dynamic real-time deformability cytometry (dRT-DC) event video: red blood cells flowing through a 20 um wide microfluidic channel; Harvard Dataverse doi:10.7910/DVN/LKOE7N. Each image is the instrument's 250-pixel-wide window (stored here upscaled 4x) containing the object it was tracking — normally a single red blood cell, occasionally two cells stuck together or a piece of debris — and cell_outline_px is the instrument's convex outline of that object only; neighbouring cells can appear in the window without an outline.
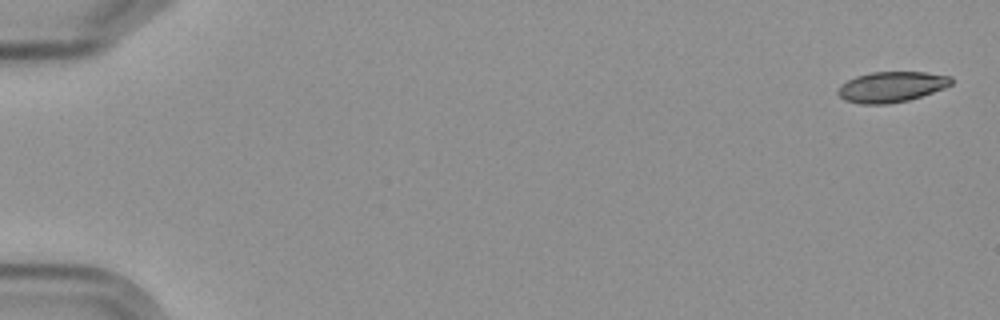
{"species": "Egyptian fruit bat (a non-hibernating species)", "species_latin": "Rousettus aegyptiacus", "temperature_condition": "cold", "stored_images_in_passage": 6, "camera_frame_rate_fps": 3000, "um_per_image_px": 0.085, "frame": {"image": 1, "passage_image": 1, "time_ms": 0.0, "image_size_px": [1000, 320], "cell_outline_px": [[952, 84], [944, 88], [908, 100], [888, 104], [860, 104], [844, 100], [836, 92], [840, 84], [856, 76], [872, 72], [924, 72], [952, 76]], "centroid_in_image_um": [75.75, 7.38], "position_along_channel_um": 9.3, "area_um2": 20.17}}
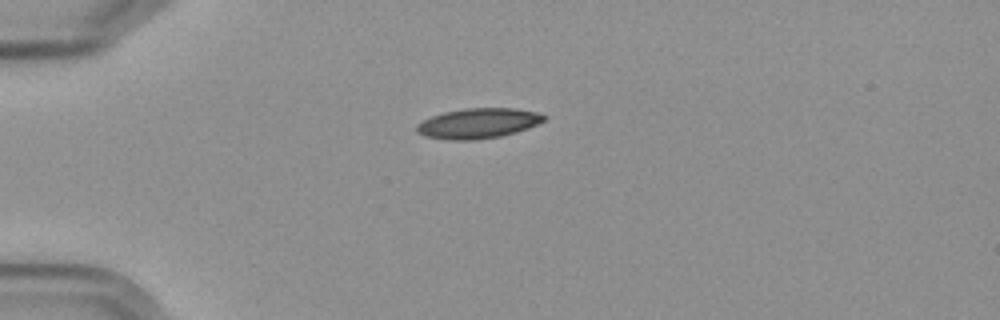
{"frame": {"image": 2, "passage_image": 5, "time_ms": 4.667, "image_size_px": [1000, 320], "cell_outline_px": [[548, 116], [544, 120], [528, 128], [516, 132], [500, 136], [476, 140], [448, 140], [424, 136], [416, 132], [416, 124], [432, 116], [444, 112], [464, 108], [516, 108], [536, 112]], "centroid_in_image_um": [40.62, 10.48], "position_along_channel_um": 44.4, "area_um2": 22.43}}